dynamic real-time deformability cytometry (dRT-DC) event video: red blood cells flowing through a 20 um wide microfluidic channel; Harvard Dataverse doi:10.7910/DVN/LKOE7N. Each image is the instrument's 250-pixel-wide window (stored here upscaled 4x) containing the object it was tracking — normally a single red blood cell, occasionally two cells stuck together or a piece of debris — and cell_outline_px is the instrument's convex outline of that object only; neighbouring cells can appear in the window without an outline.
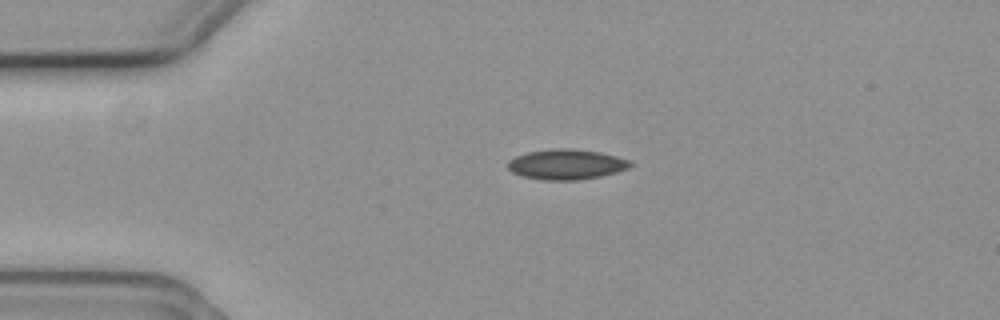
{"species": "common noctule bat (a hibernating species)", "species_latin": "Nyctalus noctula", "temperature_condition": "cold", "stored_images_in_passage": 4, "camera_frame_rate_fps": 3000, "um_per_image_px": 0.085, "animal": {"sex": "female", "body_mass_g": 19.3, "forearm_length_mm": 54.1}, "frame": {"image": 1, "passage_image": 3, "time_ms": 0.667, "image_size_px": [1000, 320], "cell_outline_px": [[636, 164], [628, 168], [616, 172], [600, 176], [576, 180], [544, 180], [524, 176], [512, 172], [508, 168], [508, 160], [516, 156], [528, 152], [552, 148], [572, 148], [600, 152], [632, 160]], "centroid_in_image_um": [48.18, 13.96], "position_along_channel_um": 36.8, "area_um2": 21.68}}